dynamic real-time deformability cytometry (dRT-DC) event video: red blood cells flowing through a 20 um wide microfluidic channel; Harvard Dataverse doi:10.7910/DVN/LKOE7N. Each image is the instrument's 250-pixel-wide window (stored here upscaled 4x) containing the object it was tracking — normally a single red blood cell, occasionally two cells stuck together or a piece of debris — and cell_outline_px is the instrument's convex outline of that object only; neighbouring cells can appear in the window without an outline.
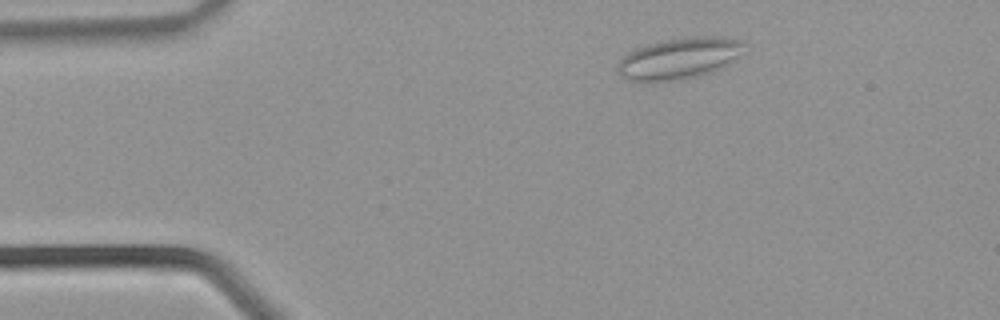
{"species": "common noctule bat (a hibernating species)", "species_latin": "Nyctalus noctula", "temperature_condition": "warm", "stored_images_in_passage": 32, "camera_frame_rate_fps": 3000, "um_per_image_px": 0.085, "animal": {"sex": "male", "body_mass_g": 21.5, "forearm_length_mm": 52.0}, "frame": {"image": 1, "passage_image": 3, "time_ms": 0.667, "image_size_px": [1000, 320], "cell_outline_px": [[748, 40], [736, 56], [724, 68], [716, 72], [684, 80], [628, 80], [620, 76], [620, 60], [628, 52], [636, 48], [648, 44], [664, 40], [696, 36], [728, 36]], "centroid_in_image_um": [57.83, 4.94], "position_along_channel_um": 27.2, "area_um2": 30.46}}
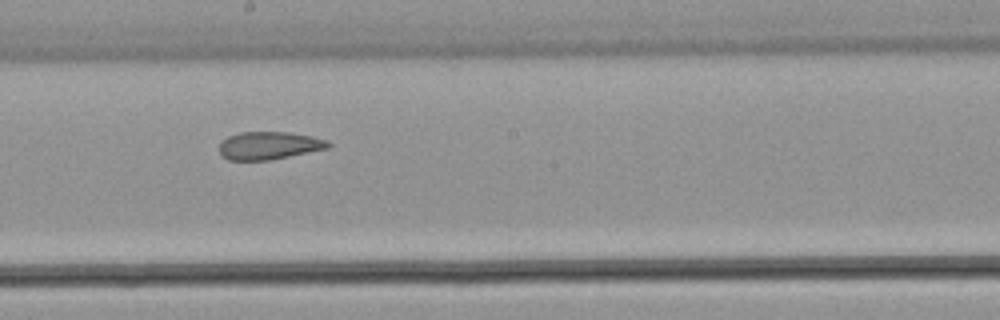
{"frame": {"image": 2, "passage_image": 16, "time_ms": 5.0, "image_size_px": [1000, 320], "cell_outline_px": [[332, 144], [328, 148], [268, 160], [228, 160], [220, 156], [220, 140], [228, 136], [240, 132], [288, 132], [312, 136], [328, 140]], "centroid_in_image_um": [22.84, 12.36], "position_along_channel_um": 225.4, "area_um2": 17.69}}
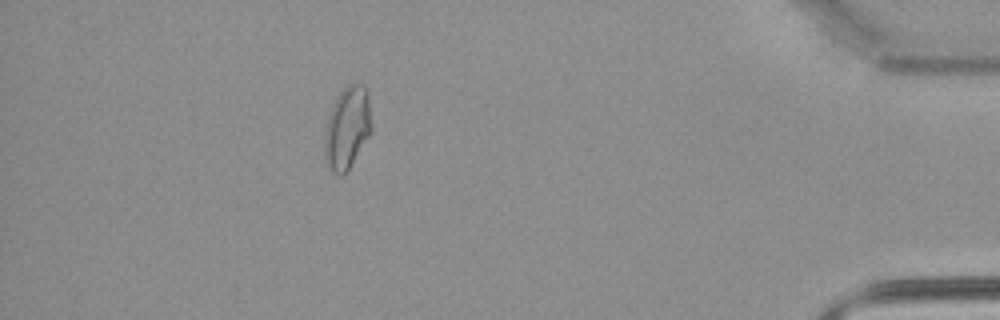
{"frame": {"image": 3, "passage_image": 28, "time_ms": 9.0, "image_size_px": [1000, 320], "cell_outline_px": [[372, 132], [348, 168], [340, 176], [332, 172], [328, 164], [324, 152], [324, 132], [328, 116], [340, 92], [348, 84], [364, 84], [368, 88], [372, 128]], "centroid_in_image_um": [29.53, 10.83], "position_along_channel_um": 405.7, "area_um2": 22.43}}